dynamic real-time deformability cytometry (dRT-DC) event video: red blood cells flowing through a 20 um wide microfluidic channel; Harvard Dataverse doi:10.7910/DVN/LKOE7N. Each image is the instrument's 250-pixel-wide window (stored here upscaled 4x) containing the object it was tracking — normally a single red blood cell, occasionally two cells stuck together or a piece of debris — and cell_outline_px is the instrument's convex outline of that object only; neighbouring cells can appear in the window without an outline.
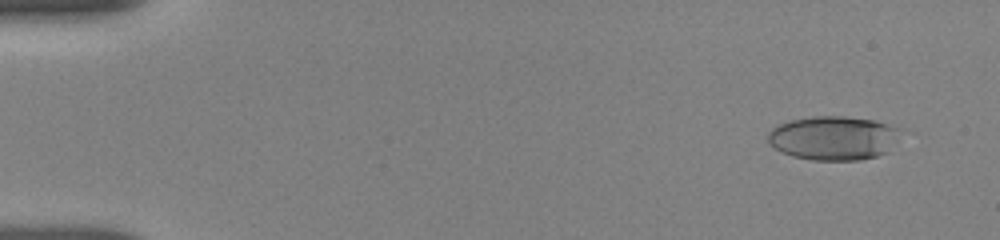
{"species": "human", "species_latin": "Homo sapiens", "temperature_condition": "room temperature", "stored_images_in_passage": 51, "camera_frame_rate_fps": 3000, "um_per_image_px": 0.085, "donor": {"sex": "female"}, "frame": {"image": 1, "passage_image": 3, "time_ms": 0.667, "image_size_px": [1000, 240], "cell_outline_px": [[900, 128], [888, 152], [876, 156], [860, 160], [812, 160], [792, 156], [768, 144], [768, 132], [772, 128], [780, 124], [792, 120], [812, 116], [844, 116], [872, 120], [888, 124]], "centroid_in_image_um": [70.81, 11.73], "position_along_channel_um": 14.2, "area_um2": 33.7}}
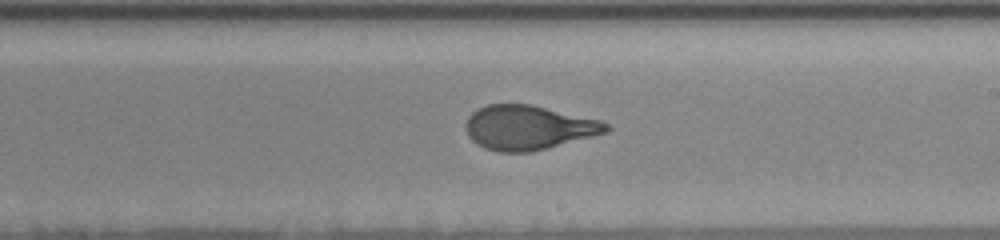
{"frame": {"image": 2, "passage_image": 27, "time_ms": 10.0, "image_size_px": [1000, 240], "cell_outline_px": [[612, 128], [608, 132], [532, 152], [496, 152], [484, 148], [472, 140], [468, 136], [464, 128], [464, 124], [468, 116], [476, 108], [488, 104], [532, 104], [600, 120], [608, 124]], "centroid_in_image_um": [44.88, 10.84], "position_along_channel_um": 244.1, "area_um2": 36.65}}
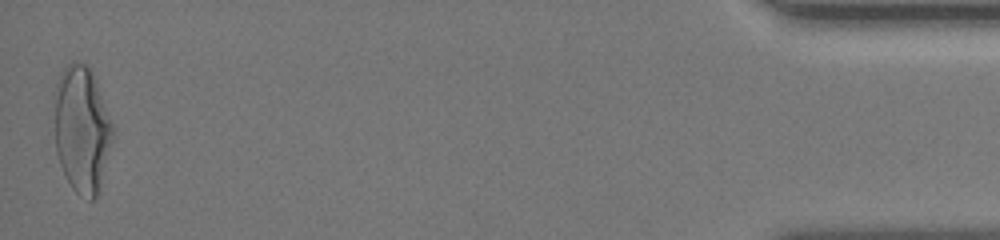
{"frame": {"image": 3, "passage_image": 51, "time_ms": 17.0, "image_size_px": [1000, 240], "cell_outline_px": [[116, 128], [96, 196], [92, 200], [88, 200], [76, 192], [72, 188], [60, 164], [56, 152], [56, 84], [60, 72], [72, 60], [76, 60], [92, 68]], "centroid_in_image_um": [7.0, 10.91], "position_along_channel_um": 428.2, "area_um2": 43.12}, "authors_computed_cell_mechanics": {"area_um2": 36.1828, "velocity_mm_per_s": 3.8119, "shape_relaxation_time_tau1_ms": 3.9514, "shape_relaxation_time_tau2_ms": 0.9134, "deformation_change_tau1": 0.1986, "deformation_change_tau2": 0.0825}}